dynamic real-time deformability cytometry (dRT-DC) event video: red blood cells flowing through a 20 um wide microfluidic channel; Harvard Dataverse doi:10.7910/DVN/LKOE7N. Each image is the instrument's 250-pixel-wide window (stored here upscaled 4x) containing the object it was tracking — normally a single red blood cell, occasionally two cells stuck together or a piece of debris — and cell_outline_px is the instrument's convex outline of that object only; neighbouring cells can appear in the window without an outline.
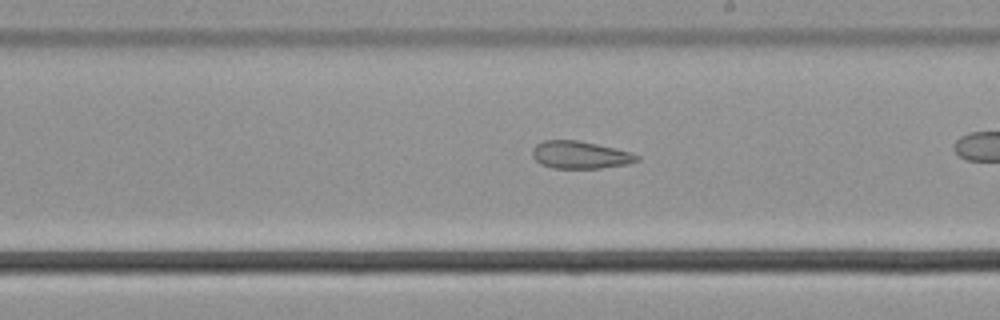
{"species": "common noctule bat (a hibernating species)", "species_latin": "Nyctalus noctula", "temperature_condition": "cold", "stored_images_in_passage": 42, "camera_frame_rate_fps": 3000, "um_per_image_px": 0.085, "animal": {"sex": "male", "body_mass_g": 21.5, "forearm_length_mm": 52.0}, "frame": {"image": 1, "passage_image": 30, "time_ms": 9.667, "image_size_px": [1000, 320], "cell_outline_px": [[640, 160], [628, 164], [600, 168], [552, 168], [540, 164], [532, 156], [532, 148], [536, 144], [544, 140], [580, 140], [616, 148], [640, 156]], "centroid_in_image_um": [49.3, 13.16], "position_along_channel_um": 239.7, "area_um2": 16.88}}